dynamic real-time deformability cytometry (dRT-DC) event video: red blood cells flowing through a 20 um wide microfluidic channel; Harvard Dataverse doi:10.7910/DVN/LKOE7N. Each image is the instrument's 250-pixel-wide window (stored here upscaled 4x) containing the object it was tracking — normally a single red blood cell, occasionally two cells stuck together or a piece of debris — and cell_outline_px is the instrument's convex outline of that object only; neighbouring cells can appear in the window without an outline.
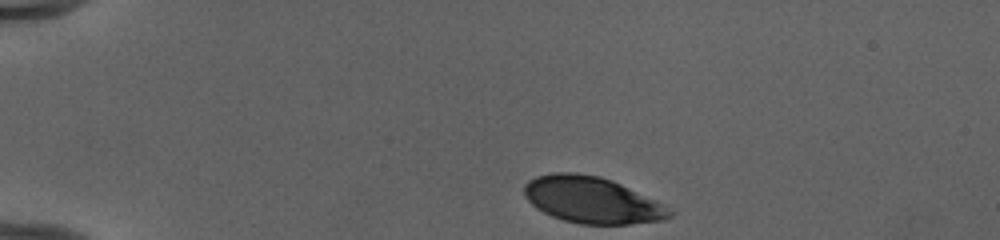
{"species": "human", "species_latin": "Homo sapiens", "temperature_condition": "cold", "stored_images_in_passage": 37, "camera_frame_rate_fps": 3000, "um_per_image_px": 0.085, "donor": {"sex": "female"}, "frame": {"image": 1, "passage_image": 1, "time_ms": 0.0, "image_size_px": [1000, 240], "cell_outline_px": [[672, 216], [664, 220], [628, 224], [580, 224], [564, 220], [552, 216], [536, 208], [524, 196], [524, 184], [528, 180], [536, 176], [556, 172], [576, 172], [600, 176], [612, 180], [664, 204], [672, 212]], "centroid_in_image_um": [50.3, 16.99], "position_along_channel_um": 34.7, "area_um2": 39.3}}
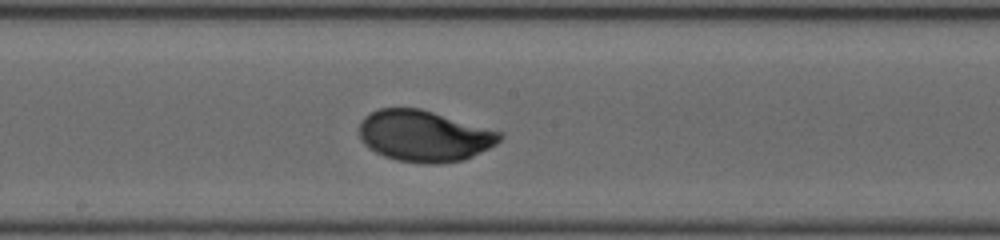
{"frame": {"image": 2, "passage_image": 20, "time_ms": 6.333, "image_size_px": [1000, 240], "cell_outline_px": [[504, 136], [496, 144], [464, 160], [440, 164], [428, 164], [396, 160], [384, 156], [368, 148], [360, 140], [360, 124], [364, 116], [380, 108], [420, 108], [500, 132]], "centroid_in_image_um": [36.03, 11.57], "position_along_channel_um": 212.2, "area_um2": 41.73}}
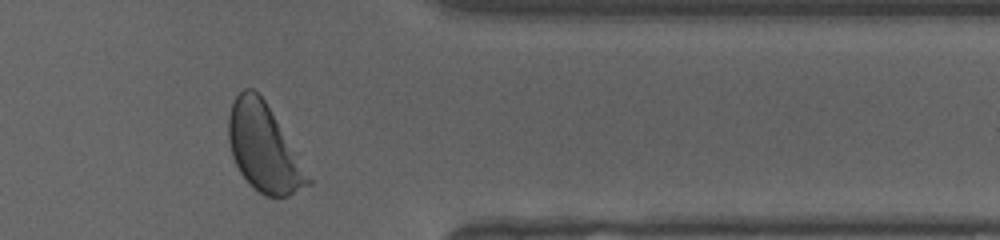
{"frame": {"image": 3, "passage_image": 34, "time_ms": 11.0, "image_size_px": [1000, 240], "cell_outline_px": [[312, 184], [288, 196], [264, 196], [240, 172], [232, 156], [228, 140], [228, 116], [232, 104], [236, 96], [244, 88], [252, 88], [264, 100], [312, 180]], "centroid_in_image_um": [22.4, 12.58], "position_along_channel_um": 389.0, "area_um2": 39.42}, "authors_computed_cell_mechanics": {"area_um2": 41.038, "velocity_mm_per_s": 3.9515, "shape_relaxation_time_tau1_ms": 2.0531, "shape_relaxation_time_tau2_ms": null, "deformation_change_tau1": 0.1398, "deformation_change_tau2": null}}